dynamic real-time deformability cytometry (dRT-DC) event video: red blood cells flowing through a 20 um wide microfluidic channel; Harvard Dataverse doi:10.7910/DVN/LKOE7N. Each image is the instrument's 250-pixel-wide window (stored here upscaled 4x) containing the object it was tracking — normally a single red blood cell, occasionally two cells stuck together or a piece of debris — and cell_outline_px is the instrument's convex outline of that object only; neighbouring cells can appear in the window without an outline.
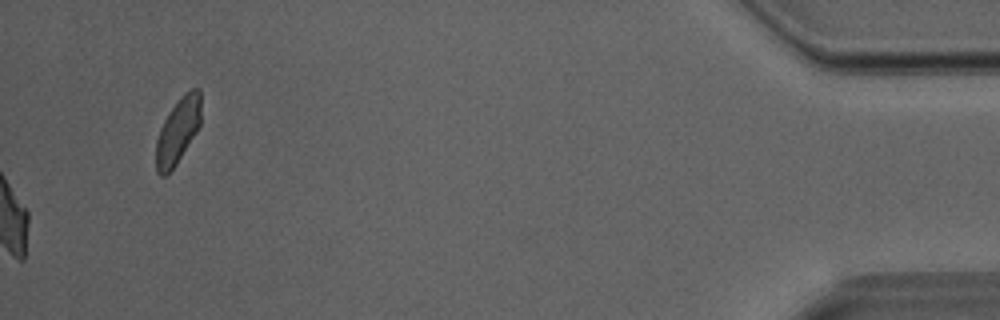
{"species": "Egyptian fruit bat (a non-hibernating species)", "species_latin": "Rousettus aegyptiacus", "temperature_condition": "room temperature", "stored_images_in_passage": 30, "camera_frame_rate_fps": 3000, "um_per_image_px": 0.085, "animal": {"sex": "male"}, "frame": {"image": 1, "passage_image": 30, "time_ms": 9.667, "image_size_px": [1000, 320], "cell_outline_px": [[200, 124], [196, 132], [176, 164], [164, 176], [160, 176], [156, 172], [156, 140], [160, 128], [168, 112], [180, 96], [184, 92], [192, 88], [200, 88]], "centroid_in_image_um": [15.1, 11.09], "position_along_channel_um": 420.1, "area_um2": 17.11}}